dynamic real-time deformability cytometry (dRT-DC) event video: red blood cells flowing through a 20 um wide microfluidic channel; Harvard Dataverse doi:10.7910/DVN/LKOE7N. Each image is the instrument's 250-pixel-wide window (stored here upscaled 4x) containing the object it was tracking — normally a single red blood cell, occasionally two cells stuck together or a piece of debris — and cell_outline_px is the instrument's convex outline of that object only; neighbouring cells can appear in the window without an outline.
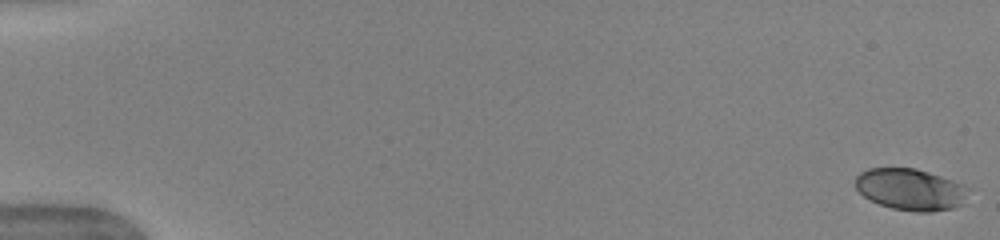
{"species": "human", "species_latin": "Homo sapiens", "temperature_condition": "warm", "stored_images_in_passage": 53, "camera_frame_rate_fps": 3000, "um_per_image_px": 0.085, "donor": {"sex": "female"}, "frame": {"image": 1, "passage_image": 1, "time_ms": 0.0, "image_size_px": [1000, 240], "cell_outline_px": [[968, 188], [964, 204], [952, 208], [932, 212], [916, 212], [892, 208], [880, 204], [864, 196], [856, 188], [856, 176], [860, 172], [868, 168], [916, 168], [952, 180]], "centroid_in_image_um": [77.39, 16.1], "position_along_channel_um": 7.6, "area_um2": 27.22}}
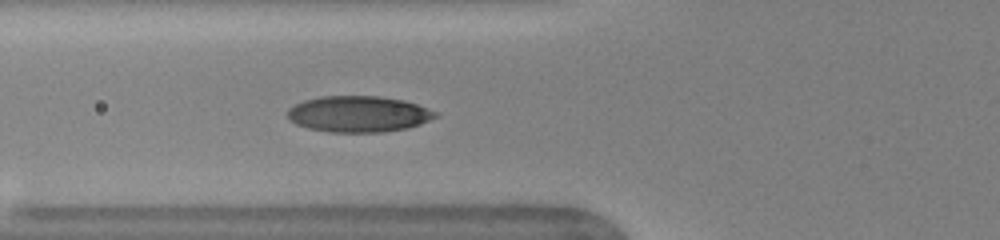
{"frame": {"image": 2, "passage_image": 21, "time_ms": 6.667, "image_size_px": [1000, 240], "cell_outline_px": [[440, 116], [420, 124], [408, 128], [384, 132], [328, 132], [308, 128], [296, 124], [288, 120], [288, 108], [304, 100], [320, 96], [380, 96], [404, 100], [440, 112]], "centroid_in_image_um": [30.5, 9.69], "position_along_channel_um": 95.3, "area_um2": 31.44}}
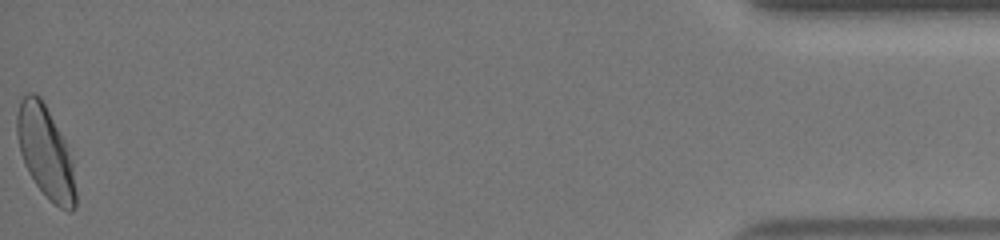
{"frame": {"image": 3, "passage_image": 53, "time_ms": 17.333, "image_size_px": [1000, 240], "cell_outline_px": [[76, 208], [72, 212], [68, 212], [60, 208], [36, 184], [28, 172], [24, 164], [20, 152], [16, 132], [16, 116], [20, 100], [28, 92], [32, 92], [40, 96], [64, 140], [72, 160], [76, 192]], "centroid_in_image_um": [3.86, 12.93], "position_along_channel_um": 431.3, "area_um2": 31.15}, "authors_computed_cell_mechanics": {"area_um2": 29.9982, "velocity_mm_per_s": 3.9341, "shape_relaxation_time_tau1_ms": 3.4405, "shape_relaxation_time_tau2_ms": null, "deformation_change_tau1": 0.1498, "deformation_change_tau2": null}}